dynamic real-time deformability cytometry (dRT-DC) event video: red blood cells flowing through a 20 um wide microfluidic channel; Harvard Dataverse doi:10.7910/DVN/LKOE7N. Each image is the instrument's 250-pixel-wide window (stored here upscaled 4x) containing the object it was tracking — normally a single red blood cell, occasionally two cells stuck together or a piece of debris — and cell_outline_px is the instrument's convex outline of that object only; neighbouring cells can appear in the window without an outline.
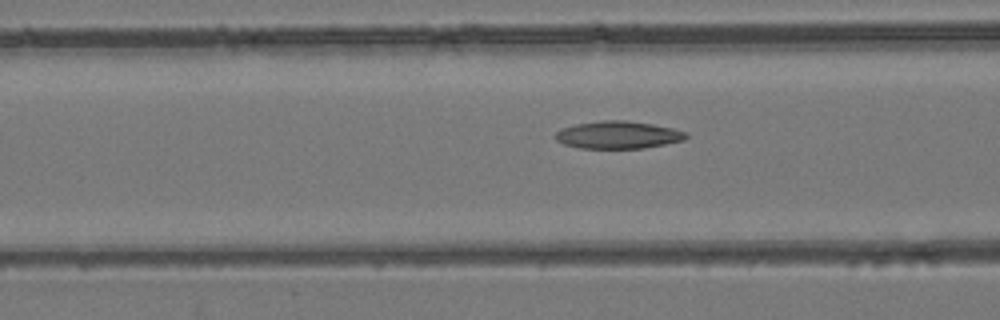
{"species": "common noctule bat (a hibernating species)", "species_latin": "Nyctalus noctula", "temperature_condition": "room temperature", "stored_images_in_passage": 52, "camera_frame_rate_fps": 3000, "um_per_image_px": 0.085, "animal": {"sex": "female", "body_mass_g": 24.6, "forearm_length_mm": 56.2}, "frame": {"image": 1, "passage_image": 20, "time_ms": 6.333, "image_size_px": [1000, 320], "cell_outline_px": [[688, 136], [684, 140], [644, 148], [580, 148], [564, 144], [556, 140], [552, 136], [560, 128], [576, 124], [600, 120], [624, 120], [652, 124], [672, 128], [688, 132]], "centroid_in_image_um": [52.5, 11.46], "position_along_channel_um": 114.1, "area_um2": 21.04}}
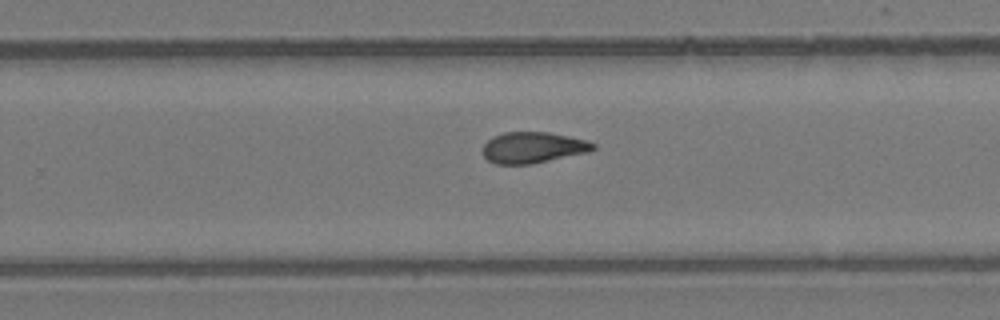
{"frame": {"image": 2, "passage_image": 33, "time_ms": 10.667, "image_size_px": [1000, 320], "cell_outline_px": [[596, 148], [588, 152], [532, 164], [496, 164], [488, 160], [484, 156], [484, 144], [492, 136], [504, 132], [548, 132], [568, 136], [584, 140], [596, 144]], "centroid_in_image_um": [45.29, 12.54], "position_along_channel_um": 284.5, "area_um2": 19.88}}
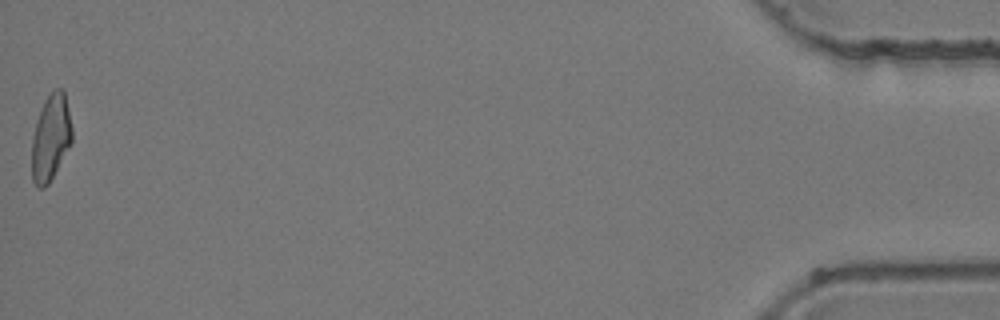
{"frame": {"image": 3, "passage_image": 52, "time_ms": 17.0, "image_size_px": [1000, 320], "cell_outline_px": [[72, 140], [48, 184], [44, 188], [36, 188], [32, 180], [32, 136], [36, 120], [44, 100], [56, 88], [64, 88], [72, 128]], "centroid_in_image_um": [4.29, 11.68], "position_along_channel_um": 430.9, "area_um2": 20.11}, "authors_computed_cell_mechanics": {"area_um2": 20.5768, "velocity_mm_per_s": 3.9432, "shape_relaxation_time_tau1_ms": null, "shape_relaxation_time_tau2_ms": 4.5636, "deformation_change_tau1": null, "deformation_change_tau2": 0.1255}}